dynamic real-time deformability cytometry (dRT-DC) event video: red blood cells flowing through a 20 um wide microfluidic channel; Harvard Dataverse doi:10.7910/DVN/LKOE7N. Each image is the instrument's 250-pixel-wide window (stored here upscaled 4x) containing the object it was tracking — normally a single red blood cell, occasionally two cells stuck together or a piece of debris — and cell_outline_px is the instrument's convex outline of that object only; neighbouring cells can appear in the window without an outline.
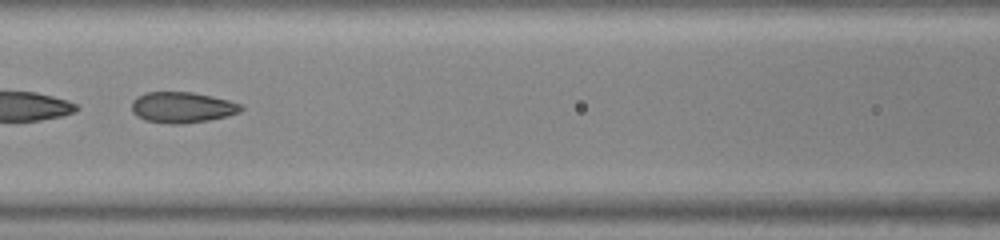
{"species": "common noctule bat (a hibernating species)", "species_latin": "Nyctalus noctula", "temperature_condition": "warm", "stored_images_in_passage": 42, "camera_frame_rate_fps": 3000, "um_per_image_px": 0.085, "animal": {"sex": "female", "body_mass_g": 23.0, "forearm_length_mm": 53.4}, "frame": {"image": 1, "passage_image": 13, "time_ms": 4.0, "image_size_px": [1000, 240], "cell_outline_px": [[244, 108], [240, 112], [228, 116], [208, 120], [180, 124], [172, 124], [144, 120], [136, 116], [132, 112], [132, 100], [136, 96], [144, 92], [192, 92], [212, 96], [244, 104]], "centroid_in_image_um": [15.49, 9.12], "position_along_channel_um": 151.1, "area_um2": 19.88}, "authors_computed_cell_mechanics": {"area_um2": 20.2878, "velocity_mm_per_s": 3.8326, "shape_relaxation_time_tau1_ms": 6.8388, "shape_relaxation_time_tau2_ms": 0.9765, "deformation_change_tau1": 0.1942, "deformation_change_tau2": 0.0724}}